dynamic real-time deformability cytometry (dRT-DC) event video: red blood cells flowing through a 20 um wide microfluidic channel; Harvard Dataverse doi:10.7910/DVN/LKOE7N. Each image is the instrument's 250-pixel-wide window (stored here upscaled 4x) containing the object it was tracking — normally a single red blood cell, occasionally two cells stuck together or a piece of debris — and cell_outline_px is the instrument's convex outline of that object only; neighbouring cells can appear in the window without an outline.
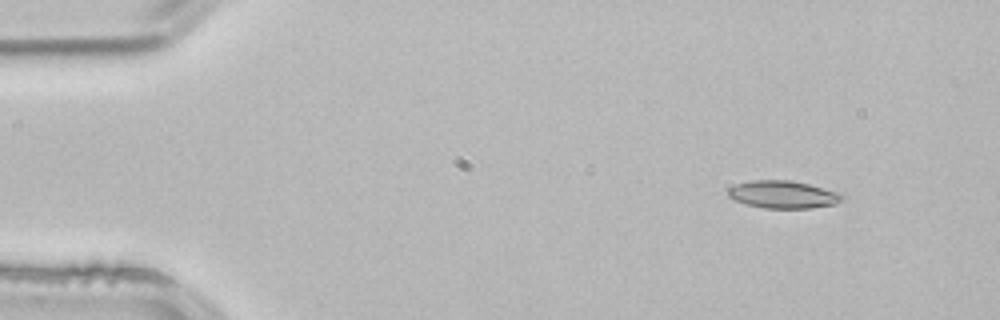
{"species": "common noctule bat (a hibernating species)", "species_latin": "Nyctalus noctula", "temperature_condition": "room temperature", "stored_images_in_passage": 3, "camera_frame_rate_fps": 3000, "um_per_image_px": 0.085, "animal": {"sex": "male", "body_mass_g": 21.5, "forearm_length_mm": 52.0}, "frame": {"image": 1, "passage_image": 1, "time_ms": 0.0, "image_size_px": [1000, 320], "cell_outline_px": [[844, 200], [836, 204], [812, 208], [764, 208], [744, 204], [728, 196], [728, 188], [736, 184], [748, 180], [792, 180], [808, 184], [836, 192], [844, 196]], "centroid_in_image_um": [66.54, 16.53], "position_along_channel_um": 18.5, "area_um2": 18.38}}
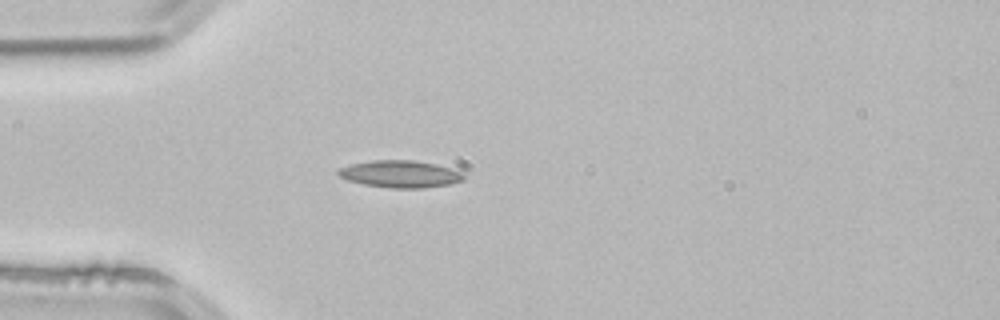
{"frame": {"image": 2, "passage_image": 3, "time_ms": 0.667, "image_size_px": [1000, 320], "cell_outline_px": [[464, 180], [452, 184], [424, 188], [392, 188], [364, 184], [348, 180], [340, 176], [336, 172], [340, 168], [352, 164], [372, 160], [416, 160], [436, 164], [452, 168], [464, 172]], "centroid_in_image_um": [34.08, 14.79], "position_along_channel_um": 50.9, "area_um2": 19.94}}